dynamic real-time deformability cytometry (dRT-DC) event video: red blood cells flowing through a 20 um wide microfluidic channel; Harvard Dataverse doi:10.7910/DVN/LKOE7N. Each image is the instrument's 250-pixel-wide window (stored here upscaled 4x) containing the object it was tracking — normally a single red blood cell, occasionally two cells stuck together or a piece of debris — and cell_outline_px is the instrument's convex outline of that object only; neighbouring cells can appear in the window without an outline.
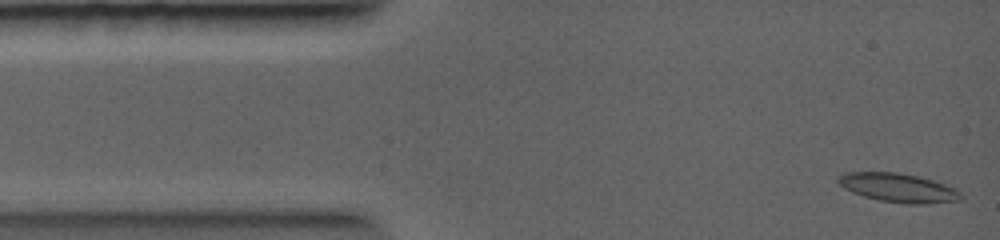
{"species": "common noctule bat (a hibernating species)", "species_latin": "Nyctalus noctula", "temperature_condition": "warm", "stored_images_in_passage": 42, "camera_frame_rate_fps": 5000, "um_per_image_px": 0.085, "animal": {"sex": "female", "body_mass_g": 19.0, "forearm_length_mm": 56.7}, "frame": {"image": 1, "passage_image": 1, "time_ms": 0.0, "image_size_px": [1000, 240], "cell_outline_px": [[964, 196], [960, 200], [924, 204], [908, 204], [880, 200], [864, 196], [852, 192], [844, 188], [836, 180], [836, 176], [848, 172], [896, 172], [916, 176], [932, 180], [956, 188]], "centroid_in_image_um": [76.35, 15.96], "position_along_channel_um": 8.6, "area_um2": 20.58}}
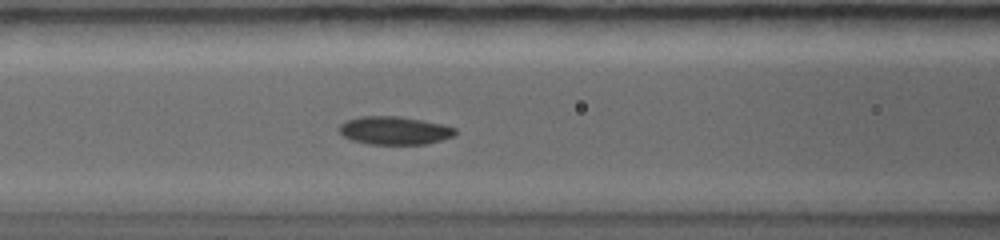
{"frame": {"image": 2, "passage_image": 22, "time_ms": 4.0, "image_size_px": [1000, 240], "cell_outline_px": [[456, 132], [452, 136], [440, 140], [424, 144], [368, 144], [352, 140], [344, 136], [336, 128], [344, 120], [360, 116], [400, 116], [444, 124], [456, 128]], "centroid_in_image_um": [33.48, 11.08], "position_along_channel_um": 133.1, "area_um2": 19.13}}
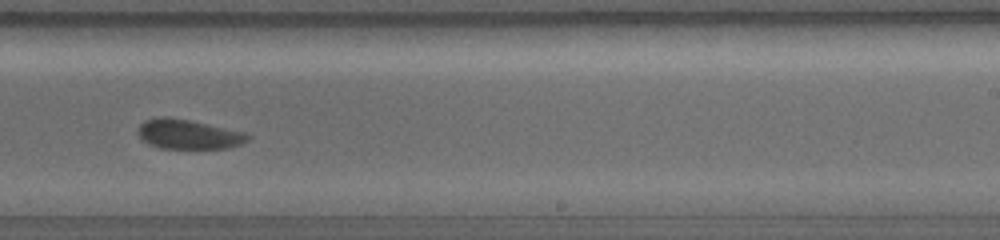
{"frame": {"image": 3, "passage_image": 33, "time_ms": 6.8, "image_size_px": [1000, 240], "cell_outline_px": [[252, 136], [248, 140], [240, 144], [228, 148], [160, 148], [148, 144], [136, 132], [140, 124], [144, 120], [156, 116], [164, 116], [192, 120], [248, 132]], "centroid_in_image_um": [16.03, 11.39], "position_along_channel_um": 273.0, "area_um2": 19.31}}